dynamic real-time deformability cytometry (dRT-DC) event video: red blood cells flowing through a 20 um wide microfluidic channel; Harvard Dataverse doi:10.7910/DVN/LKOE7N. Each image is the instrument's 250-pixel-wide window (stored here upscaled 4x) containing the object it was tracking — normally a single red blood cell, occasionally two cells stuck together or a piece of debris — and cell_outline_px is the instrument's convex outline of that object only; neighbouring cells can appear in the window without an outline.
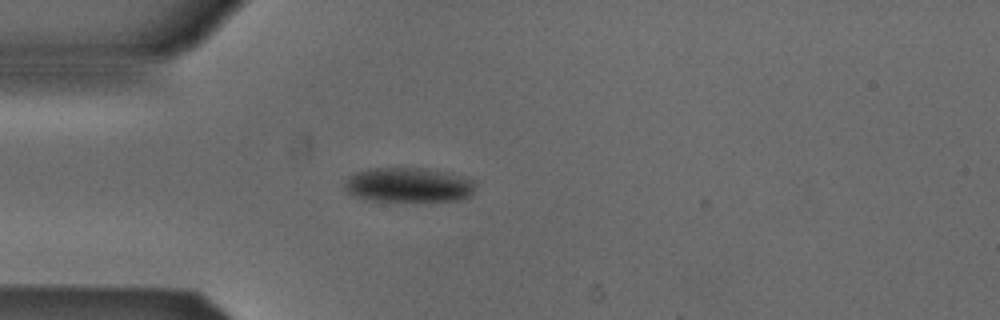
{"species": "Egyptian fruit bat (a non-hibernating species)", "species_latin": "Rousettus aegyptiacus", "temperature_condition": "cold", "stored_images_in_passage": 3, "camera_frame_rate_fps": 3000, "um_per_image_px": 0.085, "animal": {"sex": "male"}, "frame": {"image": 1, "passage_image": 1, "time_ms": 0.0, "image_size_px": [1000, 320], "cell_outline_px": [[476, 188], [472, 196], [460, 200], [364, 200], [352, 196], [344, 192], [344, 184], [348, 176], [372, 168], [428, 168], [468, 176], [476, 180]], "centroid_in_image_um": [34.78, 15.71], "position_along_channel_um": 50.2, "area_um2": 26.82}}